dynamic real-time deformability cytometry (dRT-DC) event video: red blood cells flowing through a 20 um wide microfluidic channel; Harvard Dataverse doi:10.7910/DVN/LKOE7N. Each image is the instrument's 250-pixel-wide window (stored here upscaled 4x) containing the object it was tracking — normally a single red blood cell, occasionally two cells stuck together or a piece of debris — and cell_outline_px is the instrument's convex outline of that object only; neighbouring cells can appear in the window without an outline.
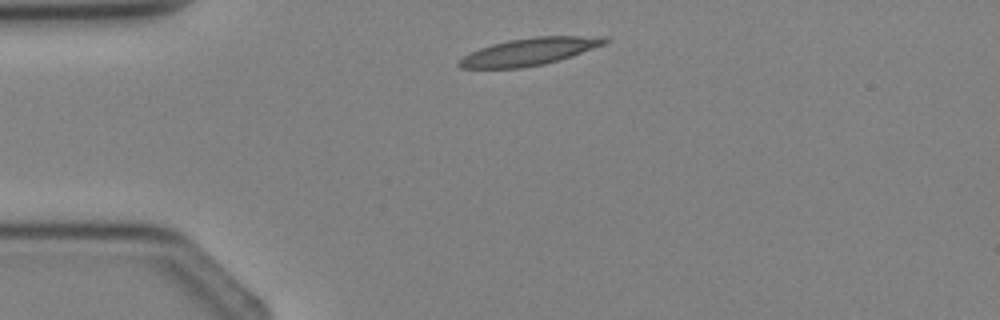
{"species": "Egyptian fruit bat (a non-hibernating species)", "species_latin": "Rousettus aegyptiacus", "temperature_condition": "cold", "stored_images_in_passage": 2, "camera_frame_rate_fps": 3000, "um_per_image_px": 0.085, "animal": {"sex": "female"}, "frame": {"image": 1, "passage_image": 1, "time_ms": 0.0, "image_size_px": [1000, 320], "cell_outline_px": [[612, 40], [604, 44], [572, 56], [544, 64], [520, 68], [460, 68], [456, 64], [464, 56], [480, 48], [492, 44], [508, 40], [532, 36], [608, 36]], "centroid_in_image_um": [45.04, 4.37], "position_along_channel_um": 40.0, "area_um2": 23.18}}